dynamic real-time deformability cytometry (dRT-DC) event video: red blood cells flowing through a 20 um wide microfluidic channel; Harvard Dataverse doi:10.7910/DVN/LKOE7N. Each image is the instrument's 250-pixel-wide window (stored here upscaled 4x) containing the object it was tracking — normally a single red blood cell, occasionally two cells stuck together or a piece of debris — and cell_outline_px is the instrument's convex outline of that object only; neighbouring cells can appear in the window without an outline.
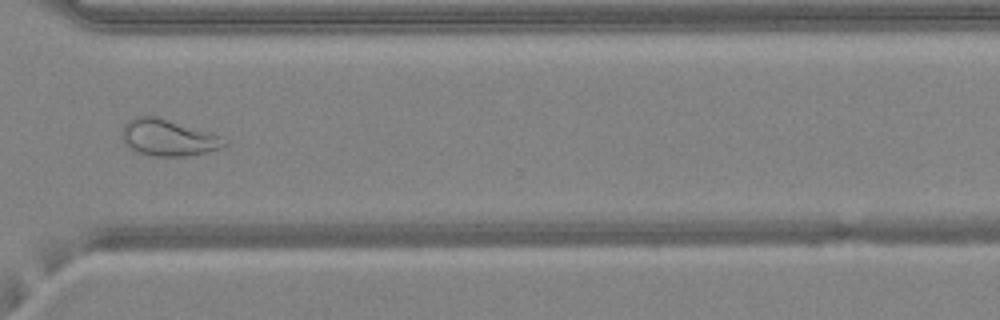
{"species": "common noctule bat (a hibernating species)", "species_latin": "Nyctalus noctula", "temperature_condition": "warm", "stored_images_in_passage": 48, "camera_frame_rate_fps": 3000, "um_per_image_px": 0.085, "animal": {"sex": "female", "body_mass_g": 24.6, "forearm_length_mm": 56.2}, "frame": {"image": 1, "passage_image": 36, "time_ms": 11.667, "image_size_px": [1000, 320], "cell_outline_px": [[228, 144], [220, 148], [208, 152], [188, 156], [152, 156], [136, 152], [124, 144], [120, 136], [124, 124], [132, 116], [156, 116], [212, 132], [228, 140]], "centroid_in_image_um": [14.28, 11.7], "position_along_channel_um": 356.3, "area_um2": 22.25}}
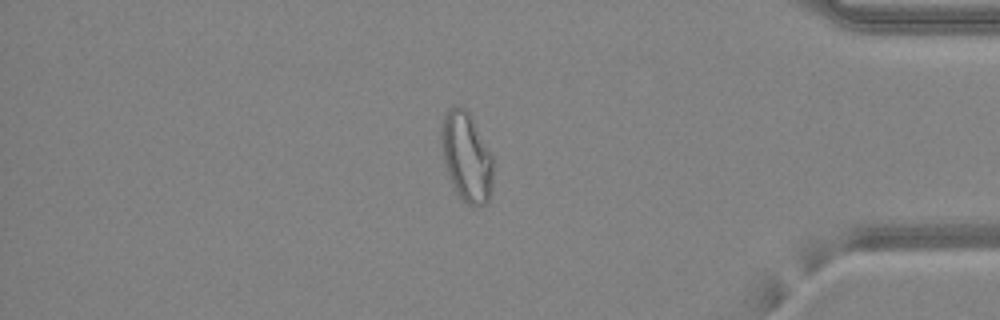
{"frame": {"image": 2, "passage_image": 41, "time_ms": 13.333, "image_size_px": [1000, 320], "cell_outline_px": [[492, 188], [488, 200], [484, 204], [468, 204], [456, 192], [452, 184], [444, 160], [440, 136], [440, 128], [444, 116], [448, 108], [456, 104], [460, 104], [472, 116], [492, 156]], "centroid_in_image_um": [39.64, 13.26], "position_along_channel_um": 395.6, "area_um2": 26.76}, "authors_computed_cell_mechanics": {"area_um2": 26.6458, "velocity_mm_per_s": 4.2385, "shape_relaxation_time_tau1_ms": null, "shape_relaxation_time_tau2_ms": 1.053, "deformation_change_tau1": null, "deformation_change_tau2": 0.087}}